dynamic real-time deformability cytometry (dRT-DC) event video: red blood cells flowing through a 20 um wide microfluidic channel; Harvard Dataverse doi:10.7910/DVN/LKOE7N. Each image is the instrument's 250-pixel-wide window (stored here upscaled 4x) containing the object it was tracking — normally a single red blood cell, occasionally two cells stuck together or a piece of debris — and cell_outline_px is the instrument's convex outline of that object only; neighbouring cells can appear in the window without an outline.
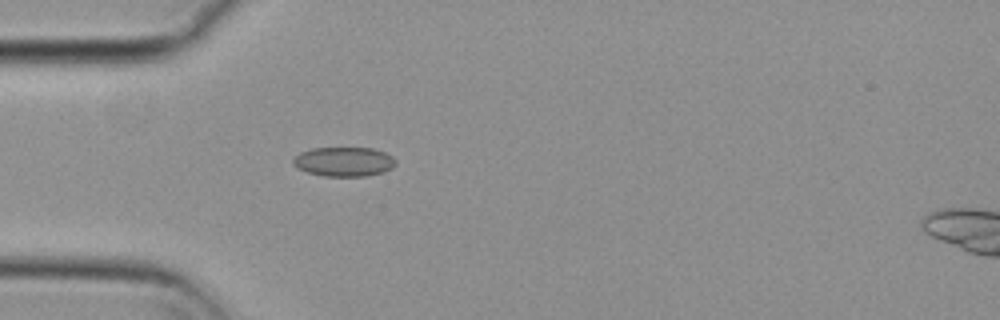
{"species": "common noctule bat (a hibernating species)", "species_latin": "Nyctalus noctula", "temperature_condition": "cold", "stored_images_in_passage": 52, "camera_frame_rate_fps": 3000, "um_per_image_px": 0.085, "animal": {"sex": "female", "body_mass_g": 29.2, "forearm_length_mm": 56.3}, "frame": {"image": 1, "passage_image": 13, "time_ms": 4.0, "image_size_px": [1000, 320], "cell_outline_px": [[396, 164], [392, 168], [384, 172], [364, 176], [324, 176], [308, 172], [296, 168], [292, 164], [292, 160], [300, 152], [312, 148], [372, 148], [384, 152], [392, 156], [396, 160]], "centroid_in_image_um": [29.23, 13.74], "position_along_channel_um": 55.8, "area_um2": 17.63}}
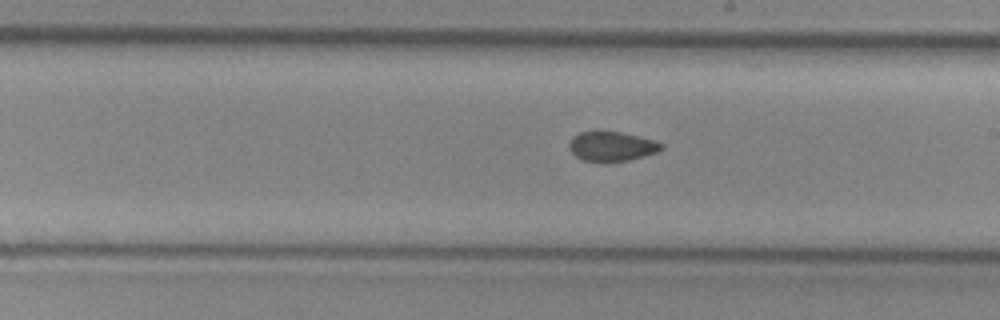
{"frame": {"image": 2, "passage_image": 28, "time_ms": 9.0, "image_size_px": [1000, 320], "cell_outline_px": [[664, 148], [656, 152], [628, 160], [580, 160], [568, 148], [568, 144], [572, 136], [580, 132], [620, 132], [652, 140], [664, 144]], "centroid_in_image_um": [51.96, 12.42], "position_along_channel_um": 237.0, "area_um2": 15.37}}
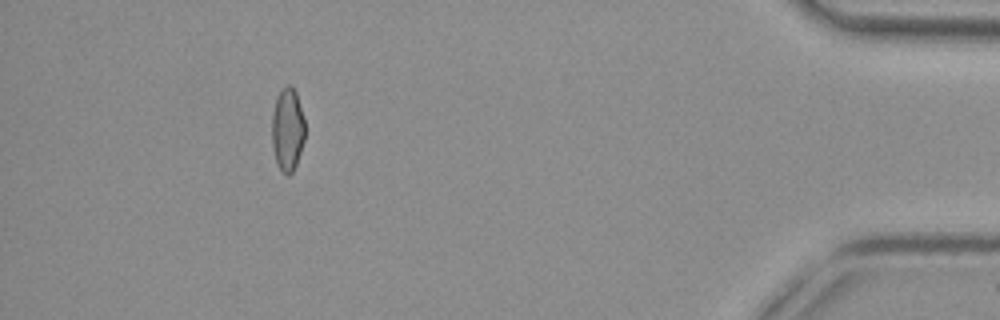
{"frame": {"image": 3, "passage_image": 47, "time_ms": 15.333, "image_size_px": [1000, 320], "cell_outline_px": [[304, 140], [296, 164], [292, 172], [288, 176], [280, 168], [276, 160], [272, 144], [272, 112], [280, 88], [284, 84], [292, 84], [296, 92], [304, 120]], "centroid_in_image_um": [24.43, 10.94], "position_along_channel_um": 410.8, "area_um2": 15.95}, "authors_computed_cell_mechanics": {"area_um2": 16.7042, "velocity_mm_per_s": 3.7345, "shape_relaxation_time_tau1_ms": null, "shape_relaxation_time_tau2_ms": 4.7006, "deformation_change_tau1": null, "deformation_change_tau2": 0.0869}}